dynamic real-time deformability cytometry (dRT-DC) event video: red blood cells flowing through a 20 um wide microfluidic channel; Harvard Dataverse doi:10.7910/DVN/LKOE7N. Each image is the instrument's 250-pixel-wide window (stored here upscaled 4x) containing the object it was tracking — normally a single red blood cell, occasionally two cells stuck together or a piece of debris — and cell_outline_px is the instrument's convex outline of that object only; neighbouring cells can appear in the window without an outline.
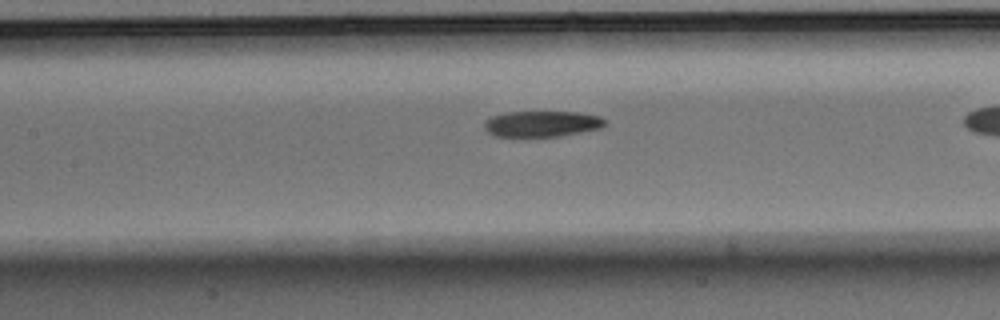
{"species": "Egyptian fruit bat (a non-hibernating species)", "species_latin": "Rousettus aegyptiacus", "temperature_condition": "warm", "stored_images_in_passage": 37, "camera_frame_rate_fps": 3000, "um_per_image_px": 0.085, "animal": {"sex": "male"}, "frame": {"image": 1, "passage_image": 20, "time_ms": 6.333, "image_size_px": [1000, 320], "cell_outline_px": [[604, 124], [600, 128], [560, 136], [492, 136], [484, 128], [484, 120], [492, 116], [508, 112], [580, 112], [600, 116], [604, 120]], "centroid_in_image_um": [46.02, 10.52], "position_along_channel_um": 161.4, "area_um2": 18.09}}
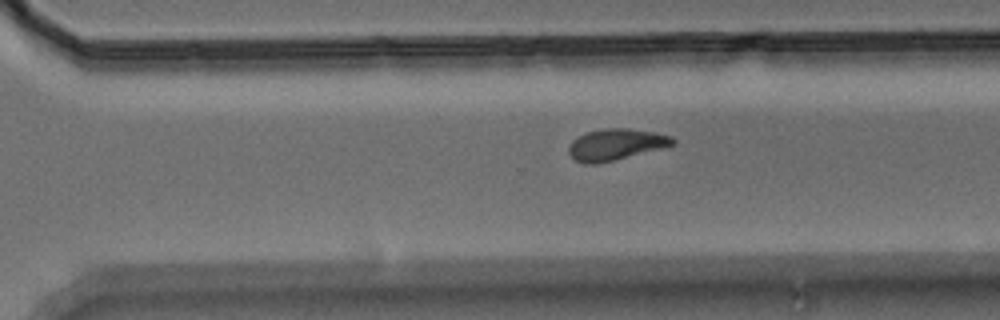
{"frame": {"image": 2, "passage_image": 32, "time_ms": 10.333, "image_size_px": [1000, 320], "cell_outline_px": [[676, 144], [596, 164], [584, 164], [576, 160], [568, 152], [568, 148], [572, 140], [588, 132], [604, 128], [628, 128], [656, 132], [672, 136], [676, 140]], "centroid_in_image_um": [52.35, 12.27], "position_along_channel_um": 318.2, "area_um2": 18.73}}
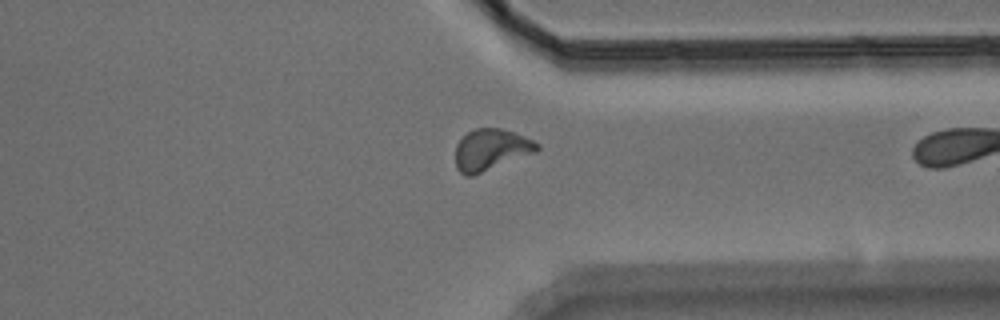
{"frame": {"image": 3, "passage_image": 36, "time_ms": 11.667, "image_size_px": [1000, 320], "cell_outline_px": [[540, 148], [536, 152], [472, 176], [464, 176], [456, 168], [456, 144], [468, 132], [476, 128], [500, 128], [524, 136], [540, 144]], "centroid_in_image_um": [41.73, 12.73], "position_along_channel_um": 369.7, "area_um2": 19.54}}